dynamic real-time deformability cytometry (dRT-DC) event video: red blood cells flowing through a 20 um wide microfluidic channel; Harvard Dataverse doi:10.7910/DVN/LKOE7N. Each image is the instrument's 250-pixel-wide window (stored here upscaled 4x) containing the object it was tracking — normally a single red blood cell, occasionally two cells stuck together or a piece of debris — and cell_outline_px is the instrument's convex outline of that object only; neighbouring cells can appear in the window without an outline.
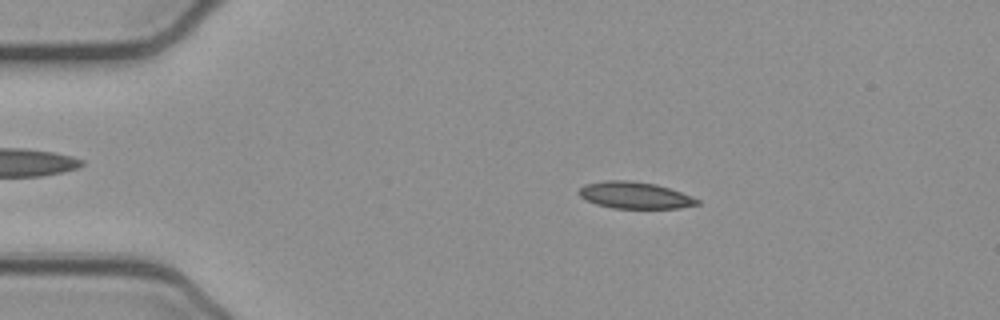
{"species": "common noctule bat (a hibernating species)", "species_latin": "Nyctalus noctula", "temperature_condition": "cold", "stored_images_in_passage": 51, "camera_frame_rate_fps": 3000, "um_per_image_px": 0.085, "animal": {"sex": "female", "body_mass_g": 21.9}, "frame": {"image": 1, "passage_image": 9, "time_ms": 2.667, "image_size_px": [1000, 320], "cell_outline_px": [[700, 204], [680, 208], [612, 208], [596, 204], [584, 200], [580, 196], [580, 188], [584, 184], [604, 180], [628, 180], [656, 184], [692, 196], [700, 200]], "centroid_in_image_um": [53.95, 16.6], "position_along_channel_um": 31.1, "area_um2": 18.44}}
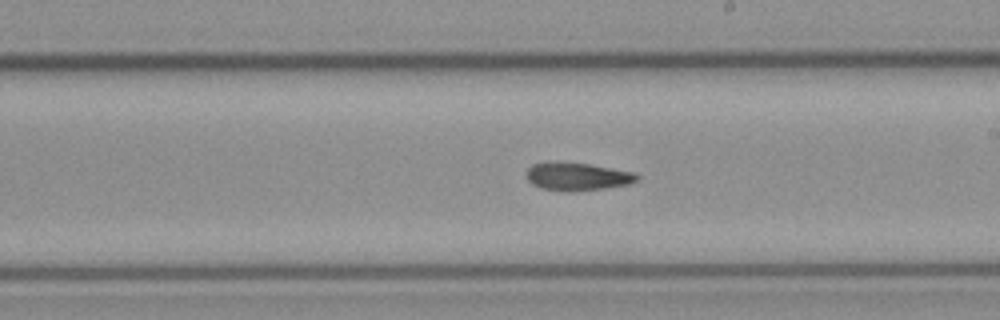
{"frame": {"image": 2, "passage_image": 29, "time_ms": 9.333, "image_size_px": [1000, 320], "cell_outline_px": [[640, 180], [628, 184], [604, 188], [568, 192], [564, 192], [540, 188], [532, 184], [524, 176], [528, 168], [532, 164], [548, 160], [592, 164], [636, 172], [640, 176]], "centroid_in_image_um": [49.05, 14.98], "position_along_channel_um": 240.0, "area_um2": 18.67}}
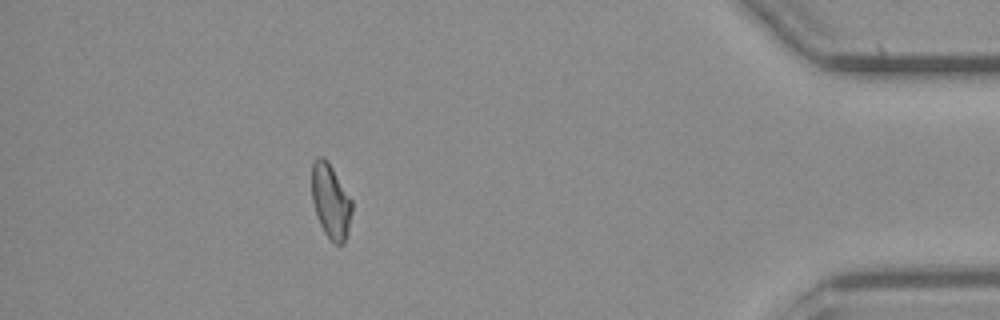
{"frame": {"image": 3, "passage_image": 46, "time_ms": 15.0, "image_size_px": [1000, 320], "cell_outline_px": [[352, 212], [348, 232], [344, 244], [332, 244], [324, 232], [316, 216], [312, 200], [312, 164], [316, 156], [324, 156], [328, 160], [352, 200]], "centroid_in_image_um": [28.11, 17.11], "position_along_channel_um": 407.1, "area_um2": 17.74}, "authors_computed_cell_mechanics": {"area_um2": 17.918, "velocity_mm_per_s": 3.8949, "shape_relaxation_time_tau1_ms": null, "shape_relaxation_time_tau2_ms": 7.1526, "deformation_change_tau1": null, "deformation_change_tau2": 0.147}}